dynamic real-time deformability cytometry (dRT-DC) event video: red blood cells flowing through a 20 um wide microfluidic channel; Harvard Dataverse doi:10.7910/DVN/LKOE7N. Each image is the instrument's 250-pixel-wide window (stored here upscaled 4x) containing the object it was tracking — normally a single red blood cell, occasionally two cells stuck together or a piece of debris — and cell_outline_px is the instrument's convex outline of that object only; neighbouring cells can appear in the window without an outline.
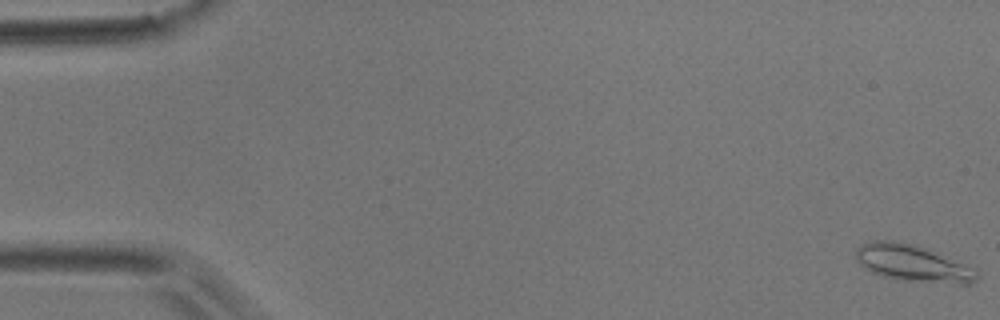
{"species": "common noctule bat (a hibernating species)", "species_latin": "Nyctalus noctula", "temperature_condition": "room temperature", "stored_images_in_passage": 5, "camera_frame_rate_fps": 3000, "um_per_image_px": 0.085, "animal": {"sex": "male", "body_mass_g": 17.9}, "frame": {"image": 1, "passage_image": 1, "time_ms": 0.0, "image_size_px": [1000, 320], "cell_outline_px": [[980, 276], [972, 284], [960, 284], [904, 280], [880, 276], [872, 272], [860, 264], [856, 260], [856, 248], [860, 244], [872, 240], [892, 240], [916, 244], [940, 252], [976, 268], [980, 272]], "centroid_in_image_um": [77.65, 22.36], "position_along_channel_um": 7.4, "area_um2": 26.59}}